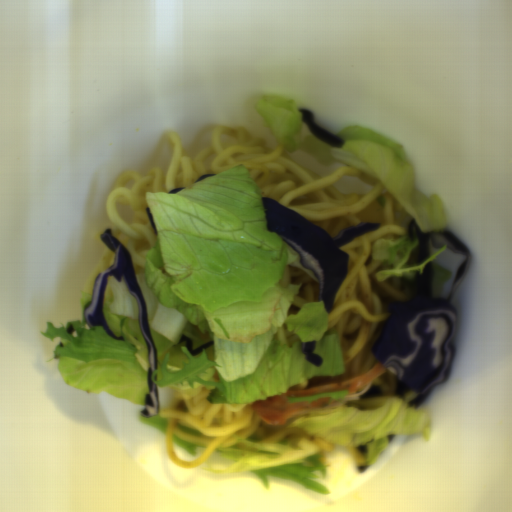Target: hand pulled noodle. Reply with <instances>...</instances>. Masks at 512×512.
Listing matches in <instances>:
<instances>
[{
  "label": "hand pulled noodle",
  "instance_id": "obj_1",
  "mask_svg": "<svg viewBox=\"0 0 512 512\" xmlns=\"http://www.w3.org/2000/svg\"><path fill=\"white\" fill-rule=\"evenodd\" d=\"M172 158L164 175L158 167L147 174L118 172L106 199L113 236L130 253L135 276L143 273L146 257L157 236L146 209V192L169 193L197 183L206 174H220L244 165L263 196L320 227L331 237L359 223H380L339 249L348 254L347 274L327 312V331L339 336L343 370L339 375L315 376L288 389L303 390L342 383L363 376L379 361L371 349L394 313L391 306L412 298L418 279L393 276L386 281L376 273L386 263L373 257L377 240L398 241L407 236L411 215L382 183L349 164L329 177H321L294 161L278 143L229 126H216L209 144L196 156L183 152L175 132H169ZM285 392V393H286Z\"/></svg>",
  "mask_w": 512,
  "mask_h": 512
},
{
  "label": "hand pulled noodle",
  "instance_id": "obj_2",
  "mask_svg": "<svg viewBox=\"0 0 512 512\" xmlns=\"http://www.w3.org/2000/svg\"><path fill=\"white\" fill-rule=\"evenodd\" d=\"M170 390L174 402L158 407L157 413L167 419L166 430H158L169 459L183 468L204 466L210 456L217 455L214 450L218 446L238 444L234 434L246 439L254 435L265 422L255 413L251 404L211 403L207 400L211 389L205 385H198L194 389L170 387ZM178 423L199 430L202 437L187 435L177 428ZM174 433L181 439L206 447L197 448L196 457L191 456L173 443Z\"/></svg>",
  "mask_w": 512,
  "mask_h": 512
},
{
  "label": "hand pulled noodle",
  "instance_id": "obj_3",
  "mask_svg": "<svg viewBox=\"0 0 512 512\" xmlns=\"http://www.w3.org/2000/svg\"><path fill=\"white\" fill-rule=\"evenodd\" d=\"M279 283L284 288L289 285H300L295 299L288 308L287 316L297 314L307 303L322 301L319 299L320 285L318 281L299 267L286 265Z\"/></svg>",
  "mask_w": 512,
  "mask_h": 512
},
{
  "label": "hand pulled noodle",
  "instance_id": "obj_4",
  "mask_svg": "<svg viewBox=\"0 0 512 512\" xmlns=\"http://www.w3.org/2000/svg\"><path fill=\"white\" fill-rule=\"evenodd\" d=\"M275 339L280 345L291 347L295 342H298L299 336L298 334L289 332L287 325L283 324L277 331Z\"/></svg>",
  "mask_w": 512,
  "mask_h": 512
}]
</instances>
